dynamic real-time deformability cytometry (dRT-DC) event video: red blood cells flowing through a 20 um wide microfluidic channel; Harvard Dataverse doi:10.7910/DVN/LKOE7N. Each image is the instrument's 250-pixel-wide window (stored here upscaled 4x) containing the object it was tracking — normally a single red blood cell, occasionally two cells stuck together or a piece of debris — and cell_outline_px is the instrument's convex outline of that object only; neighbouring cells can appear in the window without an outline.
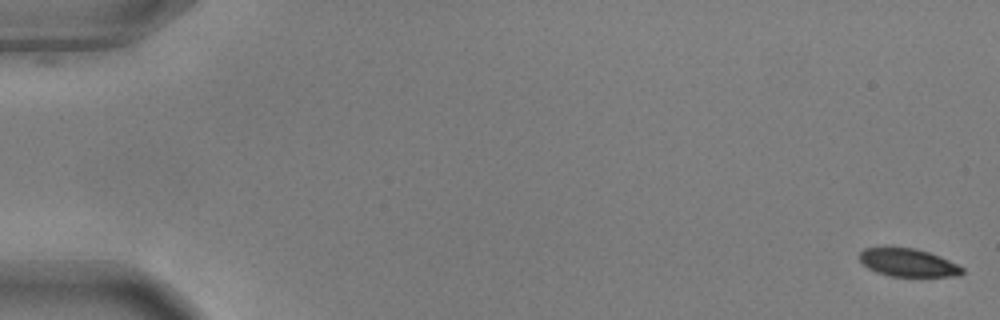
{"species": "common noctule bat (a hibernating species)", "species_latin": "Nyctalus noctula", "temperature_condition": "warm", "stored_images_in_passage": 56, "camera_frame_rate_fps": 3000, "um_per_image_px": 0.085, "animal": {"sex": "male", "body_mass_g": 17.9, "forearm_length_mm": 54.2}, "frame": {"image": 1, "passage_image": 1, "time_ms": 0.0, "image_size_px": [1000, 320], "cell_outline_px": [[964, 272], [960, 276], [888, 276], [876, 272], [868, 268], [860, 260], [860, 252], [864, 248], [916, 248], [940, 256], [964, 268]], "centroid_in_image_um": [77.2, 22.33], "position_along_channel_um": 7.8, "area_um2": 16.59}}
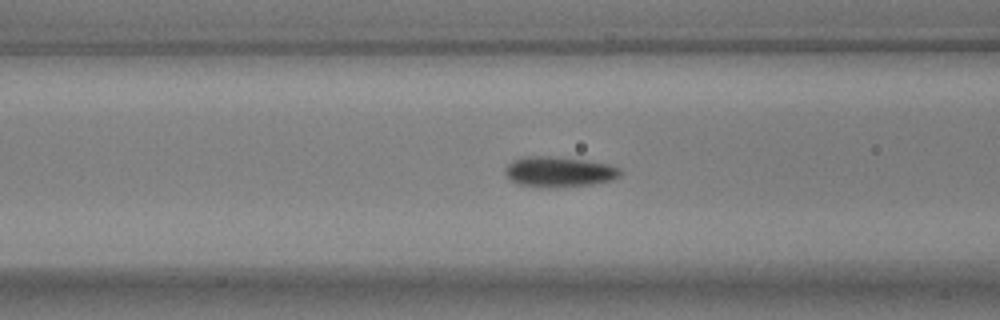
{"frame": {"image": 2, "passage_image": 23, "time_ms": 7.333, "image_size_px": [1000, 320], "cell_outline_px": [[624, 172], [620, 176], [612, 180], [592, 184], [548, 188], [536, 188], [520, 184], [512, 180], [504, 172], [504, 168], [512, 160], [520, 156], [552, 156], [588, 160], [608, 164], [620, 168]], "centroid_in_image_um": [47.52, 14.6], "position_along_channel_um": 119.1, "area_um2": 20.75}}
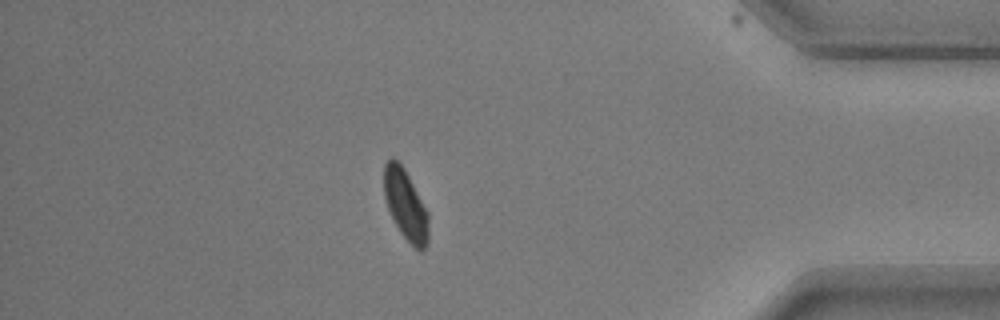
{"frame": {"image": 3, "passage_image": 49, "time_ms": 16.0, "image_size_px": [1000, 320], "cell_outline_px": [[428, 244], [420, 252], [400, 232], [388, 208], [384, 196], [384, 164], [392, 156], [404, 168], [428, 212]], "centroid_in_image_um": [34.47, 17.4], "position_along_channel_um": 400.7, "area_um2": 17.98}, "authors_computed_cell_mechanics": {"area_um2": 19.1029, "velocity_mm_per_s": 3.6388, "shape_relaxation_time_tau1_ms": 2.1259, "shape_relaxation_time_tau2_ms": null, "deformation_change_tau1": 0.0938, "deformation_change_tau2": null}}